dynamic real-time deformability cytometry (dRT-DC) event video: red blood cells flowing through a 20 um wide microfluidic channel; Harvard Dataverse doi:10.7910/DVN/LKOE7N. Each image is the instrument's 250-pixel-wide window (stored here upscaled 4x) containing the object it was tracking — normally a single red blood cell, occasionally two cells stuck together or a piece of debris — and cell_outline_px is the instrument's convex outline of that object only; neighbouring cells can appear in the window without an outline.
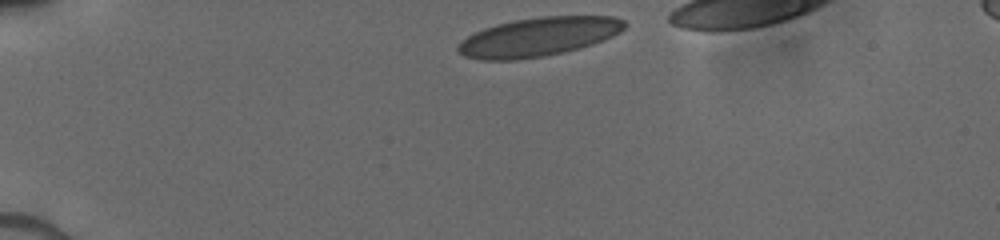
{"species": "human", "species_latin": "Homo sapiens", "temperature_condition": "cold", "stored_images_in_passage": 4, "camera_frame_rate_fps": 3000, "um_per_image_px": 0.085, "donor": {"sex": "male"}, "frame": {"image": 1, "passage_image": 1, "time_ms": 0.0, "image_size_px": [1000, 240], "cell_outline_px": [[628, 24], [620, 32], [612, 36], [564, 52], [544, 56], [520, 60], [480, 60], [464, 56], [456, 48], [468, 36], [484, 28], [496, 24], [516, 20], [540, 16], [612, 16], [624, 20]], "centroid_in_image_um": [45.76, 3.13], "position_along_channel_um": 39.2, "area_um2": 37.34}}